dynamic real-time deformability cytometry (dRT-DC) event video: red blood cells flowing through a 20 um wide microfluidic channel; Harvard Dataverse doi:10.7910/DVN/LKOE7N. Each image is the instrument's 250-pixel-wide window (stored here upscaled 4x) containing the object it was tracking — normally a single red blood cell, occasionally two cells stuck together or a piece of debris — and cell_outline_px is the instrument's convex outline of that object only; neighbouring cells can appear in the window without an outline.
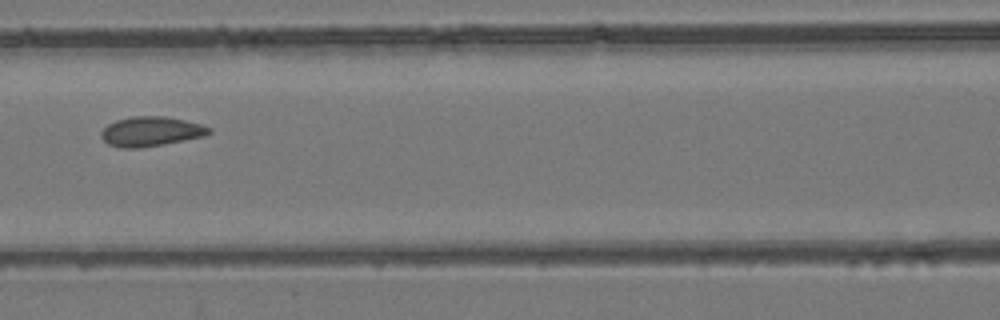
{"species": "common noctule bat (a hibernating species)", "species_latin": "Nyctalus noctula", "temperature_condition": "room temperature", "stored_images_in_passage": 7, "camera_frame_rate_fps": 3000, "um_per_image_px": 0.085, "animal": {"sex": "female", "body_mass_g": 24.6, "forearm_length_mm": 56.2}, "frame": {"image": 1, "passage_image": 6, "time_ms": 7.333, "image_size_px": [1000, 320], "cell_outline_px": [[212, 132], [204, 136], [164, 144], [140, 148], [120, 148], [108, 144], [100, 136], [100, 132], [108, 124], [116, 120], [132, 116], [164, 116], [184, 120], [200, 124], [212, 128]], "centroid_in_image_um": [12.81, 11.17], "position_along_channel_um": 153.8, "area_um2": 18.67}}
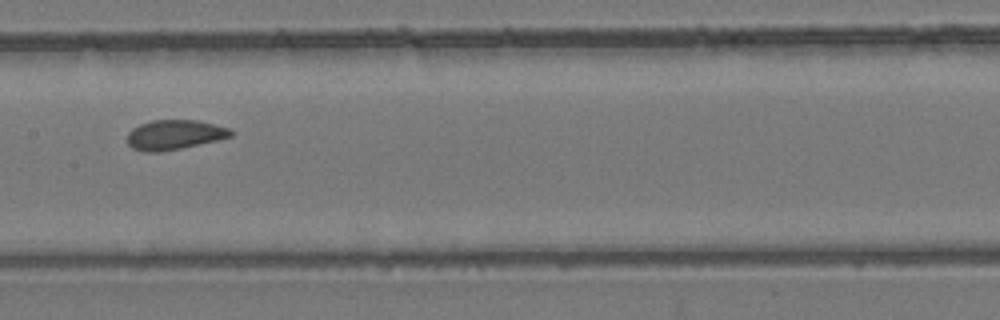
{"frame": {"image": 2, "passage_image": 7, "time_ms": 8.333, "image_size_px": [1000, 320], "cell_outline_px": [[236, 132], [232, 136], [216, 140], [180, 148], [160, 152], [144, 152], [132, 148], [128, 144], [128, 132], [132, 128], [140, 124], [152, 120], [196, 120], [228, 128]], "centroid_in_image_um": [14.8, 11.45], "position_along_channel_um": 192.6, "area_um2": 17.8}}